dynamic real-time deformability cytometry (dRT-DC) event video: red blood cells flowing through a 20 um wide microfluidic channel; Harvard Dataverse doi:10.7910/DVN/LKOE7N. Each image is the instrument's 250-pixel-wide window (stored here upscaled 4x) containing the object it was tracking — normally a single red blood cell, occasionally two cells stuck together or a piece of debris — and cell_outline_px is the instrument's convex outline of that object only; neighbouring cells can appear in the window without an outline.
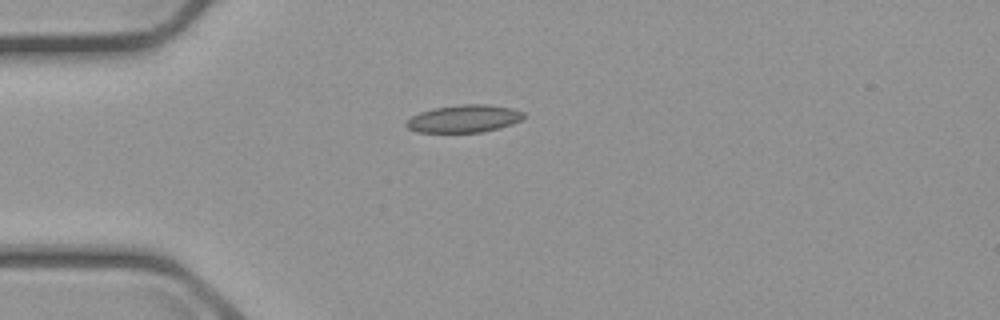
{"species": "common noctule bat (a hibernating species)", "species_latin": "Nyctalus noctula", "temperature_condition": "cold", "stored_images_in_passage": 1, "camera_frame_rate_fps": 3000, "um_per_image_px": 0.085, "animal": {"sex": "male", "body_mass_g": 23.1, "forearm_length_mm": 52.7}, "frame": {"image": 1, "passage_image": 1, "time_ms": 0.0, "image_size_px": [1000, 320], "cell_outline_px": [[524, 116], [520, 120], [512, 124], [500, 128], [484, 132], [416, 132], [408, 128], [404, 124], [412, 116], [420, 112], [432, 108], [460, 104], [488, 104], [512, 108], [524, 112]], "centroid_in_image_um": [39.44, 10.08], "position_along_channel_um": 45.6, "area_um2": 18.96}}